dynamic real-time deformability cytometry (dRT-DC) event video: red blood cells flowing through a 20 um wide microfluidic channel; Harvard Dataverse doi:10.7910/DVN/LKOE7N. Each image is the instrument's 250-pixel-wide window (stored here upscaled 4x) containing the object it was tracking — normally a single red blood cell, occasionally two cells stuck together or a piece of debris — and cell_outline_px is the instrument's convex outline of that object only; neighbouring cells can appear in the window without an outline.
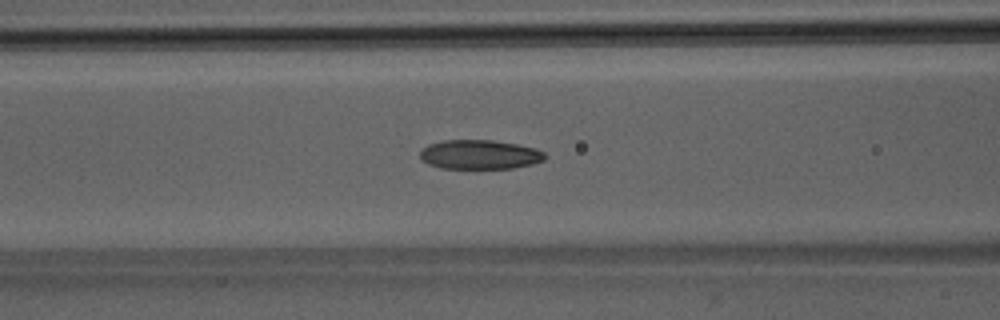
{"species": "Egyptian fruit bat (a non-hibernating species)", "species_latin": "Rousettus aegyptiacus", "temperature_condition": "room temperature", "stored_images_in_passage": 51, "camera_frame_rate_fps": 3000, "um_per_image_px": 0.085, "animal": {"sex": "male"}, "frame": {"image": 1, "passage_image": 21, "time_ms": 6.667, "image_size_px": [1000, 320], "cell_outline_px": [[544, 160], [532, 164], [512, 168], [440, 168], [428, 164], [420, 160], [420, 152], [428, 144], [440, 140], [492, 140], [516, 144], [536, 148], [544, 152]], "centroid_in_image_um": [40.73, 13.13], "position_along_channel_um": 125.9, "area_um2": 21.33}}
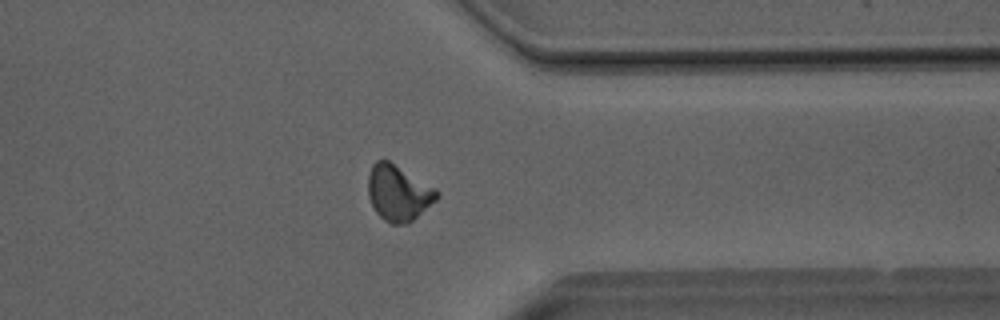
{"frame": {"image": 2, "passage_image": 40, "time_ms": 13.0, "image_size_px": [1000, 320], "cell_outline_px": [[440, 196], [436, 200], [408, 224], [392, 224], [384, 220], [376, 212], [368, 196], [368, 176], [372, 164], [376, 160], [388, 160], [436, 188], [440, 192]], "centroid_in_image_um": [33.86, 16.4], "position_along_channel_um": 377.5, "area_um2": 22.31}}
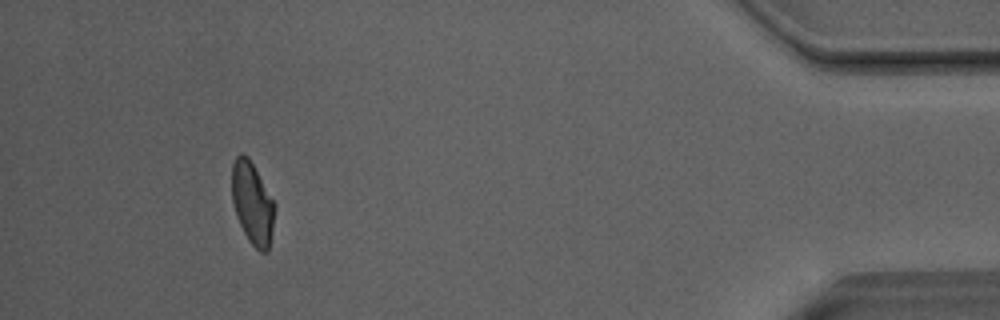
{"frame": {"image": 3, "passage_image": 47, "time_ms": 15.333, "image_size_px": [1000, 320], "cell_outline_px": [[276, 208], [272, 232], [268, 252], [260, 252], [248, 240], [236, 216], [232, 200], [232, 164], [236, 156], [240, 152], [244, 152], [248, 156], [276, 204]], "centroid_in_image_um": [21.46, 17.26], "position_along_channel_um": 413.7, "area_um2": 20.69}, "authors_computed_cell_mechanics": {"area_um2": 21.8484, "velocity_mm_per_s": 4.0529, "shape_relaxation_time_tau1_ms": 5.834, "shape_relaxation_time_tau2_ms": 2.5545, "deformation_change_tau1": 0.1507, "deformation_change_tau2": 0.1025}}